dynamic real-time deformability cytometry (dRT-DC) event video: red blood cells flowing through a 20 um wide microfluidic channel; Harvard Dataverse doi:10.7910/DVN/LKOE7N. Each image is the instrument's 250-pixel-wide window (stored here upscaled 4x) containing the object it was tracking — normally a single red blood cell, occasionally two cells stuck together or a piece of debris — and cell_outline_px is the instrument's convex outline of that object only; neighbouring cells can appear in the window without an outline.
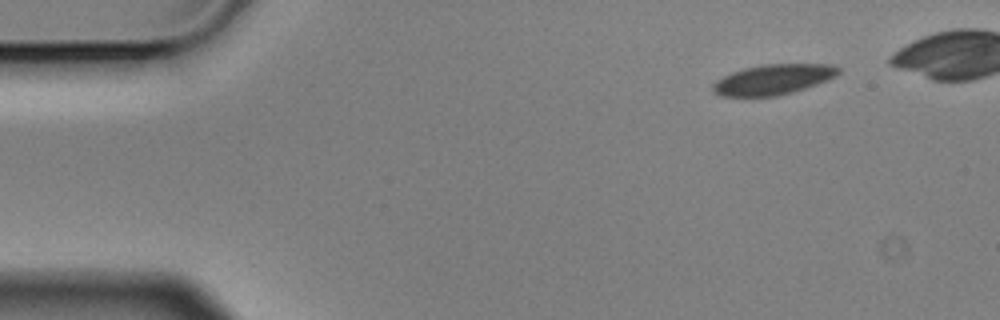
{"species": "Egyptian fruit bat (a non-hibernating species)", "species_latin": "Rousettus aegyptiacus", "temperature_condition": "cold", "stored_images_in_passage": 5, "camera_frame_rate_fps": 3000, "um_per_image_px": 0.085, "animal": {"sex": "male"}, "frame": {"image": 1, "passage_image": 1, "time_ms": 0.0, "image_size_px": [1000, 320], "cell_outline_px": [[840, 72], [836, 76], [828, 80], [792, 92], [776, 96], [720, 96], [712, 92], [712, 84], [716, 80], [732, 72], [744, 68], [760, 64], [832, 64], [840, 68]], "centroid_in_image_um": [65.71, 6.75], "position_along_channel_um": 19.3, "area_um2": 22.2}}